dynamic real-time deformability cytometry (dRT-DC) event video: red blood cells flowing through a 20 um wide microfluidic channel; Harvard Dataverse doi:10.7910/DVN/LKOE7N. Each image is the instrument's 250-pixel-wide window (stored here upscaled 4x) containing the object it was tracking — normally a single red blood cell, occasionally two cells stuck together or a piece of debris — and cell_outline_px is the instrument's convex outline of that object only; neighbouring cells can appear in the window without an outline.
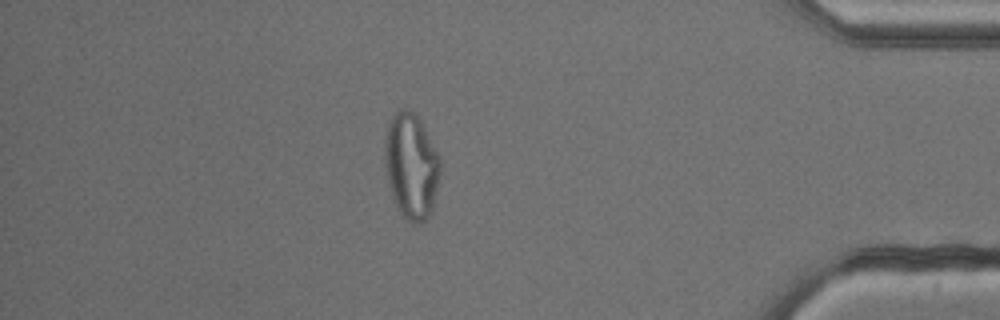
{"species": "common noctule bat (a hibernating species)", "species_latin": "Nyctalus noctula", "temperature_condition": "cold", "stored_images_in_passage": 53, "camera_frame_rate_fps": 3000, "um_per_image_px": 0.085, "animal": {"sex": "male", "body_mass_g": 13.3}, "frame": {"image": 1, "passage_image": 46, "time_ms": 15.0, "image_size_px": [1000, 320], "cell_outline_px": [[440, 172], [432, 208], [428, 216], [424, 220], [416, 224], [412, 224], [400, 216], [392, 196], [388, 184], [384, 164], [384, 140], [388, 120], [400, 108], [408, 108], [420, 120], [440, 156]], "centroid_in_image_um": [34.92, 14.1], "position_along_channel_um": 400.3, "area_um2": 34.51}}